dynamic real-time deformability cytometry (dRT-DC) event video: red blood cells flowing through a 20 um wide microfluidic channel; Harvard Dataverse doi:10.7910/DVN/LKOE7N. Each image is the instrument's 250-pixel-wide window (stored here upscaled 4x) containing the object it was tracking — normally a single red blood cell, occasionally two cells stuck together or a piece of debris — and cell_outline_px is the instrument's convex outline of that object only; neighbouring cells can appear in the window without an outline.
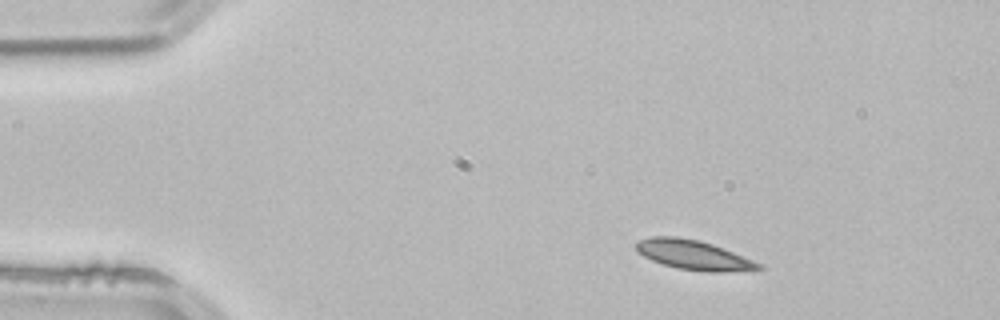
{"species": "common noctule bat (a hibernating species)", "species_latin": "Nyctalus noctula", "temperature_condition": "room temperature", "stored_images_in_passage": 2, "camera_frame_rate_fps": 3000, "um_per_image_px": 0.085, "animal": {"sex": "male", "body_mass_g": 21.5, "forearm_length_mm": 52.0}, "frame": {"image": 1, "passage_image": 1, "time_ms": 0.0, "image_size_px": [1000, 320], "cell_outline_px": [[764, 268], [720, 272], [704, 272], [676, 268], [652, 260], [636, 252], [636, 244], [640, 240], [652, 236], [676, 236], [700, 240], [712, 244], [764, 264]], "centroid_in_image_um": [58.94, 21.67], "position_along_channel_um": 26.1, "area_um2": 21.04}}